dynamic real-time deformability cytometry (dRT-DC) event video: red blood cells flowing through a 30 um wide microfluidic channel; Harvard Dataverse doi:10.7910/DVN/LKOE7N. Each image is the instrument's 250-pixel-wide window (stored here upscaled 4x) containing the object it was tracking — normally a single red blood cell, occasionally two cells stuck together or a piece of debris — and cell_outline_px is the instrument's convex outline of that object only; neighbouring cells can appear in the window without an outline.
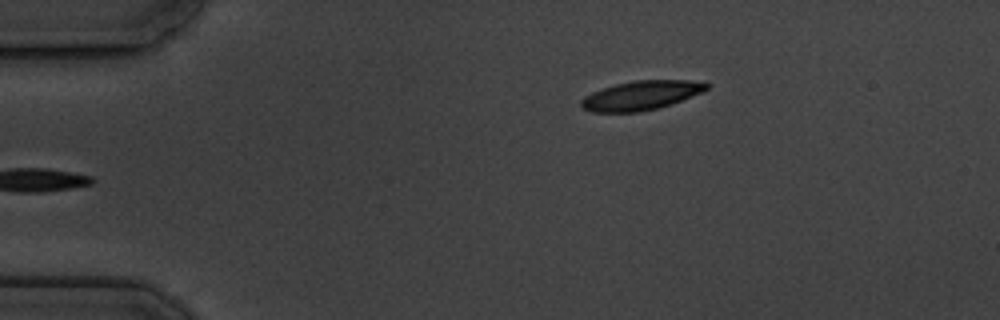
{"species": "common noctule bat (a hibernating species)", "species_latin": "Nyctalus noctula", "temperature_condition": "cold", "stored_images_in_passage": 2, "camera_frame_rate_fps": 3000, "um_per_image_px": 0.085, "animal": {"sex": "male", "body_mass_g": 19.5, "forearm_length_mm": 54.6}, "frame": {"image": 1, "passage_image": 2, "time_ms": 2.333, "image_size_px": [1000, 320], "cell_outline_px": [[708, 88], [704, 92], [656, 108], [636, 112], [592, 112], [580, 108], [580, 100], [584, 96], [592, 92], [616, 84], [636, 80], [688, 80], [708, 84]], "centroid_in_image_um": [54.43, 8.11], "position_along_channel_um": 30.6, "area_um2": 21.04}}